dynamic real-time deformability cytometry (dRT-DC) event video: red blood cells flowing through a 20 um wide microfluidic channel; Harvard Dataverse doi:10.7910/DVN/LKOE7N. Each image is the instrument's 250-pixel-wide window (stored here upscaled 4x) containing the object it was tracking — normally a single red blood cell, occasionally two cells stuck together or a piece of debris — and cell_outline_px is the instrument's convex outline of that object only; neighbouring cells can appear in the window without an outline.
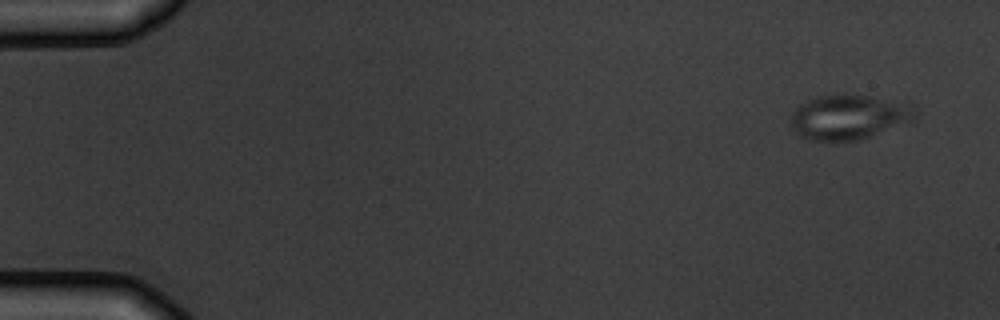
{"species": "common noctule bat (a hibernating species)", "species_latin": "Nyctalus noctula", "temperature_condition": "warm", "stored_images_in_passage": 4, "camera_frame_rate_fps": 3000, "um_per_image_px": 0.085, "animal": {"sex": "male", "body_mass_g": 19.5, "forearm_length_mm": 54.6}, "frame": {"image": 1, "passage_image": 1, "time_ms": 0.0, "image_size_px": [1000, 320], "cell_outline_px": [[916, 120], [860, 140], [808, 140], [796, 136], [788, 124], [788, 120], [792, 112], [800, 104], [816, 96], [840, 92], [844, 92], [872, 96], [916, 104]], "centroid_in_image_um": [72.14, 9.92], "position_along_channel_um": 12.9, "area_um2": 33.76}}